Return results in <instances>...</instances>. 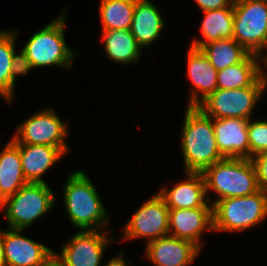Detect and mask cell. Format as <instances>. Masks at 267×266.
I'll use <instances>...</instances> for the list:
<instances>
[{
	"label": "cell",
	"instance_id": "1",
	"mask_svg": "<svg viewBox=\"0 0 267 266\" xmlns=\"http://www.w3.org/2000/svg\"><path fill=\"white\" fill-rule=\"evenodd\" d=\"M184 116L181 151L185 172L202 173L224 159L216 144L212 118L197 106H188Z\"/></svg>",
	"mask_w": 267,
	"mask_h": 266
},
{
	"label": "cell",
	"instance_id": "2",
	"mask_svg": "<svg viewBox=\"0 0 267 266\" xmlns=\"http://www.w3.org/2000/svg\"><path fill=\"white\" fill-rule=\"evenodd\" d=\"M63 191L65 210L73 226L85 231L99 230L109 224L100 195L83 170L69 175Z\"/></svg>",
	"mask_w": 267,
	"mask_h": 266
},
{
	"label": "cell",
	"instance_id": "3",
	"mask_svg": "<svg viewBox=\"0 0 267 266\" xmlns=\"http://www.w3.org/2000/svg\"><path fill=\"white\" fill-rule=\"evenodd\" d=\"M202 175L206 192L213 190L219 198L248 196L259 191L255 167L251 159L224 158L207 167Z\"/></svg>",
	"mask_w": 267,
	"mask_h": 266
},
{
	"label": "cell",
	"instance_id": "4",
	"mask_svg": "<svg viewBox=\"0 0 267 266\" xmlns=\"http://www.w3.org/2000/svg\"><path fill=\"white\" fill-rule=\"evenodd\" d=\"M267 216V192L218 200L213 204L214 231H245Z\"/></svg>",
	"mask_w": 267,
	"mask_h": 266
},
{
	"label": "cell",
	"instance_id": "5",
	"mask_svg": "<svg viewBox=\"0 0 267 266\" xmlns=\"http://www.w3.org/2000/svg\"><path fill=\"white\" fill-rule=\"evenodd\" d=\"M65 15L49 22L43 29L30 37L22 51L26 54L33 68L57 66L60 68L71 67L74 53L65 42L64 38Z\"/></svg>",
	"mask_w": 267,
	"mask_h": 266
},
{
	"label": "cell",
	"instance_id": "6",
	"mask_svg": "<svg viewBox=\"0 0 267 266\" xmlns=\"http://www.w3.org/2000/svg\"><path fill=\"white\" fill-rule=\"evenodd\" d=\"M267 86V76L260 69V77L251 85L233 90L216 89L197 107L212 119H251L254 106Z\"/></svg>",
	"mask_w": 267,
	"mask_h": 266
},
{
	"label": "cell",
	"instance_id": "7",
	"mask_svg": "<svg viewBox=\"0 0 267 266\" xmlns=\"http://www.w3.org/2000/svg\"><path fill=\"white\" fill-rule=\"evenodd\" d=\"M55 195L46 182H29L19 191L0 203L6 209L8 228L26 229L38 218L43 217L55 204Z\"/></svg>",
	"mask_w": 267,
	"mask_h": 266
},
{
	"label": "cell",
	"instance_id": "8",
	"mask_svg": "<svg viewBox=\"0 0 267 266\" xmlns=\"http://www.w3.org/2000/svg\"><path fill=\"white\" fill-rule=\"evenodd\" d=\"M233 15V39L261 57L267 46V0H234Z\"/></svg>",
	"mask_w": 267,
	"mask_h": 266
},
{
	"label": "cell",
	"instance_id": "9",
	"mask_svg": "<svg viewBox=\"0 0 267 266\" xmlns=\"http://www.w3.org/2000/svg\"><path fill=\"white\" fill-rule=\"evenodd\" d=\"M66 125L52 108L31 115L16 127L17 134L12 138L17 144L49 145L69 148L65 139Z\"/></svg>",
	"mask_w": 267,
	"mask_h": 266
},
{
	"label": "cell",
	"instance_id": "10",
	"mask_svg": "<svg viewBox=\"0 0 267 266\" xmlns=\"http://www.w3.org/2000/svg\"><path fill=\"white\" fill-rule=\"evenodd\" d=\"M124 239L148 238L147 242L169 235V208L154 195L141 205L124 227Z\"/></svg>",
	"mask_w": 267,
	"mask_h": 266
},
{
	"label": "cell",
	"instance_id": "11",
	"mask_svg": "<svg viewBox=\"0 0 267 266\" xmlns=\"http://www.w3.org/2000/svg\"><path fill=\"white\" fill-rule=\"evenodd\" d=\"M99 231L85 230L76 233L56 256L64 266H100L104 250L113 239L106 232Z\"/></svg>",
	"mask_w": 267,
	"mask_h": 266
},
{
	"label": "cell",
	"instance_id": "12",
	"mask_svg": "<svg viewBox=\"0 0 267 266\" xmlns=\"http://www.w3.org/2000/svg\"><path fill=\"white\" fill-rule=\"evenodd\" d=\"M23 229L8 228L3 231L5 266H39L53 250L21 234Z\"/></svg>",
	"mask_w": 267,
	"mask_h": 266
},
{
	"label": "cell",
	"instance_id": "13",
	"mask_svg": "<svg viewBox=\"0 0 267 266\" xmlns=\"http://www.w3.org/2000/svg\"><path fill=\"white\" fill-rule=\"evenodd\" d=\"M213 229V205L192 209H169V235L193 242L202 247L204 230Z\"/></svg>",
	"mask_w": 267,
	"mask_h": 266
},
{
	"label": "cell",
	"instance_id": "14",
	"mask_svg": "<svg viewBox=\"0 0 267 266\" xmlns=\"http://www.w3.org/2000/svg\"><path fill=\"white\" fill-rule=\"evenodd\" d=\"M146 256L156 266H188L200 248L193 242L170 235L147 242Z\"/></svg>",
	"mask_w": 267,
	"mask_h": 266
},
{
	"label": "cell",
	"instance_id": "15",
	"mask_svg": "<svg viewBox=\"0 0 267 266\" xmlns=\"http://www.w3.org/2000/svg\"><path fill=\"white\" fill-rule=\"evenodd\" d=\"M216 144L224 158L249 159V120L241 118L212 119Z\"/></svg>",
	"mask_w": 267,
	"mask_h": 266
},
{
	"label": "cell",
	"instance_id": "16",
	"mask_svg": "<svg viewBox=\"0 0 267 266\" xmlns=\"http://www.w3.org/2000/svg\"><path fill=\"white\" fill-rule=\"evenodd\" d=\"M187 58V73L193 86L188 106H198L217 89L218 71L199 48L190 47Z\"/></svg>",
	"mask_w": 267,
	"mask_h": 266
},
{
	"label": "cell",
	"instance_id": "17",
	"mask_svg": "<svg viewBox=\"0 0 267 266\" xmlns=\"http://www.w3.org/2000/svg\"><path fill=\"white\" fill-rule=\"evenodd\" d=\"M187 180L178 182L172 189L164 187L158 195L164 200L169 209H192L207 204L210 197H206L205 180L200 172H186ZM206 197V199H205Z\"/></svg>",
	"mask_w": 267,
	"mask_h": 266
},
{
	"label": "cell",
	"instance_id": "18",
	"mask_svg": "<svg viewBox=\"0 0 267 266\" xmlns=\"http://www.w3.org/2000/svg\"><path fill=\"white\" fill-rule=\"evenodd\" d=\"M21 164L28 182L44 183L41 176L69 151L49 145L19 144Z\"/></svg>",
	"mask_w": 267,
	"mask_h": 266
},
{
	"label": "cell",
	"instance_id": "19",
	"mask_svg": "<svg viewBox=\"0 0 267 266\" xmlns=\"http://www.w3.org/2000/svg\"><path fill=\"white\" fill-rule=\"evenodd\" d=\"M159 12L150 0H137L135 3L130 31L141 49L154 43L164 28Z\"/></svg>",
	"mask_w": 267,
	"mask_h": 266
},
{
	"label": "cell",
	"instance_id": "20",
	"mask_svg": "<svg viewBox=\"0 0 267 266\" xmlns=\"http://www.w3.org/2000/svg\"><path fill=\"white\" fill-rule=\"evenodd\" d=\"M29 183L23 173L19 144L13 139L0 151V203Z\"/></svg>",
	"mask_w": 267,
	"mask_h": 266
},
{
	"label": "cell",
	"instance_id": "21",
	"mask_svg": "<svg viewBox=\"0 0 267 266\" xmlns=\"http://www.w3.org/2000/svg\"><path fill=\"white\" fill-rule=\"evenodd\" d=\"M260 56L250 54L239 64L231 65L217 72V89L233 90L251 86L259 77Z\"/></svg>",
	"mask_w": 267,
	"mask_h": 266
},
{
	"label": "cell",
	"instance_id": "22",
	"mask_svg": "<svg viewBox=\"0 0 267 266\" xmlns=\"http://www.w3.org/2000/svg\"><path fill=\"white\" fill-rule=\"evenodd\" d=\"M201 33L204 39H195L190 47L201 48L204 44L219 39L233 38V7L203 11Z\"/></svg>",
	"mask_w": 267,
	"mask_h": 266
},
{
	"label": "cell",
	"instance_id": "23",
	"mask_svg": "<svg viewBox=\"0 0 267 266\" xmlns=\"http://www.w3.org/2000/svg\"><path fill=\"white\" fill-rule=\"evenodd\" d=\"M102 32L104 49L108 58L121 64L139 61L142 49L138 45L130 29Z\"/></svg>",
	"mask_w": 267,
	"mask_h": 266
},
{
	"label": "cell",
	"instance_id": "24",
	"mask_svg": "<svg viewBox=\"0 0 267 266\" xmlns=\"http://www.w3.org/2000/svg\"><path fill=\"white\" fill-rule=\"evenodd\" d=\"M200 49L217 71L239 64L250 55L233 38L211 41L204 44Z\"/></svg>",
	"mask_w": 267,
	"mask_h": 266
},
{
	"label": "cell",
	"instance_id": "25",
	"mask_svg": "<svg viewBox=\"0 0 267 266\" xmlns=\"http://www.w3.org/2000/svg\"><path fill=\"white\" fill-rule=\"evenodd\" d=\"M137 0H101L100 18L103 31L130 29Z\"/></svg>",
	"mask_w": 267,
	"mask_h": 266
},
{
	"label": "cell",
	"instance_id": "26",
	"mask_svg": "<svg viewBox=\"0 0 267 266\" xmlns=\"http://www.w3.org/2000/svg\"><path fill=\"white\" fill-rule=\"evenodd\" d=\"M17 31L0 30V95L10 104L14 98L15 83L12 81L11 63L15 53Z\"/></svg>",
	"mask_w": 267,
	"mask_h": 266
},
{
	"label": "cell",
	"instance_id": "27",
	"mask_svg": "<svg viewBox=\"0 0 267 266\" xmlns=\"http://www.w3.org/2000/svg\"><path fill=\"white\" fill-rule=\"evenodd\" d=\"M249 159L256 154L267 151V121L257 120L252 122L249 119Z\"/></svg>",
	"mask_w": 267,
	"mask_h": 266
},
{
	"label": "cell",
	"instance_id": "28",
	"mask_svg": "<svg viewBox=\"0 0 267 266\" xmlns=\"http://www.w3.org/2000/svg\"><path fill=\"white\" fill-rule=\"evenodd\" d=\"M260 190L267 192V151L251 157Z\"/></svg>",
	"mask_w": 267,
	"mask_h": 266
},
{
	"label": "cell",
	"instance_id": "29",
	"mask_svg": "<svg viewBox=\"0 0 267 266\" xmlns=\"http://www.w3.org/2000/svg\"><path fill=\"white\" fill-rule=\"evenodd\" d=\"M34 69L26 54L21 50L20 54L14 53L11 63L12 81L15 83L17 75H26Z\"/></svg>",
	"mask_w": 267,
	"mask_h": 266
},
{
	"label": "cell",
	"instance_id": "30",
	"mask_svg": "<svg viewBox=\"0 0 267 266\" xmlns=\"http://www.w3.org/2000/svg\"><path fill=\"white\" fill-rule=\"evenodd\" d=\"M199 8L203 11L216 10L224 7H233L234 0H195Z\"/></svg>",
	"mask_w": 267,
	"mask_h": 266
},
{
	"label": "cell",
	"instance_id": "31",
	"mask_svg": "<svg viewBox=\"0 0 267 266\" xmlns=\"http://www.w3.org/2000/svg\"><path fill=\"white\" fill-rule=\"evenodd\" d=\"M39 266H64L62 261L56 256V252Z\"/></svg>",
	"mask_w": 267,
	"mask_h": 266
},
{
	"label": "cell",
	"instance_id": "32",
	"mask_svg": "<svg viewBox=\"0 0 267 266\" xmlns=\"http://www.w3.org/2000/svg\"><path fill=\"white\" fill-rule=\"evenodd\" d=\"M123 252L120 253V256L111 258L105 265L102 266H126L127 262L123 259Z\"/></svg>",
	"mask_w": 267,
	"mask_h": 266
},
{
	"label": "cell",
	"instance_id": "33",
	"mask_svg": "<svg viewBox=\"0 0 267 266\" xmlns=\"http://www.w3.org/2000/svg\"><path fill=\"white\" fill-rule=\"evenodd\" d=\"M0 266H5L3 231L0 230Z\"/></svg>",
	"mask_w": 267,
	"mask_h": 266
},
{
	"label": "cell",
	"instance_id": "34",
	"mask_svg": "<svg viewBox=\"0 0 267 266\" xmlns=\"http://www.w3.org/2000/svg\"><path fill=\"white\" fill-rule=\"evenodd\" d=\"M265 49H267V46H266ZM265 53H267V51H266ZM264 57H265V58H264V62H265V63H263V64L267 67V54H266Z\"/></svg>",
	"mask_w": 267,
	"mask_h": 266
}]
</instances>
